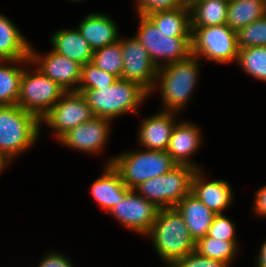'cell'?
Segmentation results:
<instances>
[{"mask_svg": "<svg viewBox=\"0 0 266 267\" xmlns=\"http://www.w3.org/2000/svg\"><path fill=\"white\" fill-rule=\"evenodd\" d=\"M200 63L197 56L190 54L183 60L158 68L155 86L149 96L155 90L160 93V110L180 113L186 109L200 79Z\"/></svg>", "mask_w": 266, "mask_h": 267, "instance_id": "obj_1", "label": "cell"}, {"mask_svg": "<svg viewBox=\"0 0 266 267\" xmlns=\"http://www.w3.org/2000/svg\"><path fill=\"white\" fill-rule=\"evenodd\" d=\"M87 100L94 116L114 121L128 113L139 114V109L148 99L149 93L138 83L118 79L112 85L101 89H78Z\"/></svg>", "mask_w": 266, "mask_h": 267, "instance_id": "obj_2", "label": "cell"}, {"mask_svg": "<svg viewBox=\"0 0 266 267\" xmlns=\"http://www.w3.org/2000/svg\"><path fill=\"white\" fill-rule=\"evenodd\" d=\"M152 240L153 248L166 267L195 250L196 242L190 235L182 215L174 208H160L150 231L144 236Z\"/></svg>", "mask_w": 266, "mask_h": 267, "instance_id": "obj_3", "label": "cell"}, {"mask_svg": "<svg viewBox=\"0 0 266 267\" xmlns=\"http://www.w3.org/2000/svg\"><path fill=\"white\" fill-rule=\"evenodd\" d=\"M40 120L17 104L0 106V152L11 162L39 140Z\"/></svg>", "mask_w": 266, "mask_h": 267, "instance_id": "obj_4", "label": "cell"}, {"mask_svg": "<svg viewBox=\"0 0 266 267\" xmlns=\"http://www.w3.org/2000/svg\"><path fill=\"white\" fill-rule=\"evenodd\" d=\"M104 163L112 164L129 189H134L150 178L166 174L177 165L166 151L143 148L120 152Z\"/></svg>", "mask_w": 266, "mask_h": 267, "instance_id": "obj_5", "label": "cell"}, {"mask_svg": "<svg viewBox=\"0 0 266 267\" xmlns=\"http://www.w3.org/2000/svg\"><path fill=\"white\" fill-rule=\"evenodd\" d=\"M137 16L139 25L134 35L157 68L183 60L191 54V34H167L147 16Z\"/></svg>", "mask_w": 266, "mask_h": 267, "instance_id": "obj_6", "label": "cell"}, {"mask_svg": "<svg viewBox=\"0 0 266 267\" xmlns=\"http://www.w3.org/2000/svg\"><path fill=\"white\" fill-rule=\"evenodd\" d=\"M197 171L189 165H176L170 172L140 183L134 190L159 208H174L191 192Z\"/></svg>", "mask_w": 266, "mask_h": 267, "instance_id": "obj_7", "label": "cell"}, {"mask_svg": "<svg viewBox=\"0 0 266 267\" xmlns=\"http://www.w3.org/2000/svg\"><path fill=\"white\" fill-rule=\"evenodd\" d=\"M28 66L31 69L27 70ZM30 66V59H26L17 105L41 120L66 91L35 66L33 69Z\"/></svg>", "mask_w": 266, "mask_h": 267, "instance_id": "obj_8", "label": "cell"}, {"mask_svg": "<svg viewBox=\"0 0 266 267\" xmlns=\"http://www.w3.org/2000/svg\"><path fill=\"white\" fill-rule=\"evenodd\" d=\"M191 30V54L216 64L236 63L239 50L236 31L227 24L191 27Z\"/></svg>", "mask_w": 266, "mask_h": 267, "instance_id": "obj_9", "label": "cell"}, {"mask_svg": "<svg viewBox=\"0 0 266 267\" xmlns=\"http://www.w3.org/2000/svg\"><path fill=\"white\" fill-rule=\"evenodd\" d=\"M94 117L86 98L79 92H66L41 118L40 126L51 128L53 138L59 140L69 130ZM43 124V125H42Z\"/></svg>", "mask_w": 266, "mask_h": 267, "instance_id": "obj_10", "label": "cell"}, {"mask_svg": "<svg viewBox=\"0 0 266 267\" xmlns=\"http://www.w3.org/2000/svg\"><path fill=\"white\" fill-rule=\"evenodd\" d=\"M160 208L131 189L108 214L124 228L144 237L152 228Z\"/></svg>", "mask_w": 266, "mask_h": 267, "instance_id": "obj_11", "label": "cell"}, {"mask_svg": "<svg viewBox=\"0 0 266 267\" xmlns=\"http://www.w3.org/2000/svg\"><path fill=\"white\" fill-rule=\"evenodd\" d=\"M123 56L122 79L138 83L149 94L153 91L158 68L135 35L121 36Z\"/></svg>", "mask_w": 266, "mask_h": 267, "instance_id": "obj_12", "label": "cell"}, {"mask_svg": "<svg viewBox=\"0 0 266 267\" xmlns=\"http://www.w3.org/2000/svg\"><path fill=\"white\" fill-rule=\"evenodd\" d=\"M112 120L94 116L64 134L57 142L65 148L95 156L104 151L110 139Z\"/></svg>", "mask_w": 266, "mask_h": 267, "instance_id": "obj_13", "label": "cell"}, {"mask_svg": "<svg viewBox=\"0 0 266 267\" xmlns=\"http://www.w3.org/2000/svg\"><path fill=\"white\" fill-rule=\"evenodd\" d=\"M29 59L32 67L35 66L66 92L78 90L81 80V64L57 54L52 49L46 54H41L32 44Z\"/></svg>", "mask_w": 266, "mask_h": 267, "instance_id": "obj_14", "label": "cell"}, {"mask_svg": "<svg viewBox=\"0 0 266 267\" xmlns=\"http://www.w3.org/2000/svg\"><path fill=\"white\" fill-rule=\"evenodd\" d=\"M202 131L200 125L188 120L178 121L173 128L166 152L177 165H189L197 170L203 169L201 165L192 161L201 145ZM193 156V157H192Z\"/></svg>", "mask_w": 266, "mask_h": 267, "instance_id": "obj_15", "label": "cell"}, {"mask_svg": "<svg viewBox=\"0 0 266 267\" xmlns=\"http://www.w3.org/2000/svg\"><path fill=\"white\" fill-rule=\"evenodd\" d=\"M179 113L159 110L141 120L137 142L146 150L166 151L174 126L178 122Z\"/></svg>", "mask_w": 266, "mask_h": 267, "instance_id": "obj_16", "label": "cell"}, {"mask_svg": "<svg viewBox=\"0 0 266 267\" xmlns=\"http://www.w3.org/2000/svg\"><path fill=\"white\" fill-rule=\"evenodd\" d=\"M204 169L197 170L192 179L191 193L215 214H223L234 202V191L224 179H207Z\"/></svg>", "mask_w": 266, "mask_h": 267, "instance_id": "obj_17", "label": "cell"}, {"mask_svg": "<svg viewBox=\"0 0 266 267\" xmlns=\"http://www.w3.org/2000/svg\"><path fill=\"white\" fill-rule=\"evenodd\" d=\"M113 20L105 13L92 12L82 18L77 29L95 51L120 39L118 24Z\"/></svg>", "mask_w": 266, "mask_h": 267, "instance_id": "obj_18", "label": "cell"}, {"mask_svg": "<svg viewBox=\"0 0 266 267\" xmlns=\"http://www.w3.org/2000/svg\"><path fill=\"white\" fill-rule=\"evenodd\" d=\"M103 172L90 187V196L100 205L105 212L117 204L120 199H124L125 195L131 190L122 181L120 173L112 166L104 164Z\"/></svg>", "mask_w": 266, "mask_h": 267, "instance_id": "obj_19", "label": "cell"}, {"mask_svg": "<svg viewBox=\"0 0 266 267\" xmlns=\"http://www.w3.org/2000/svg\"><path fill=\"white\" fill-rule=\"evenodd\" d=\"M195 242L207 235L215 213L191 192L175 205Z\"/></svg>", "mask_w": 266, "mask_h": 267, "instance_id": "obj_20", "label": "cell"}, {"mask_svg": "<svg viewBox=\"0 0 266 267\" xmlns=\"http://www.w3.org/2000/svg\"><path fill=\"white\" fill-rule=\"evenodd\" d=\"M49 39L57 54L81 65L91 62L94 50L77 28L55 30Z\"/></svg>", "mask_w": 266, "mask_h": 267, "instance_id": "obj_21", "label": "cell"}, {"mask_svg": "<svg viewBox=\"0 0 266 267\" xmlns=\"http://www.w3.org/2000/svg\"><path fill=\"white\" fill-rule=\"evenodd\" d=\"M31 41L16 24L0 13V60H26L30 56Z\"/></svg>", "mask_w": 266, "mask_h": 267, "instance_id": "obj_22", "label": "cell"}, {"mask_svg": "<svg viewBox=\"0 0 266 267\" xmlns=\"http://www.w3.org/2000/svg\"><path fill=\"white\" fill-rule=\"evenodd\" d=\"M22 65L26 67V60H0V106L17 104Z\"/></svg>", "mask_w": 266, "mask_h": 267, "instance_id": "obj_23", "label": "cell"}, {"mask_svg": "<svg viewBox=\"0 0 266 267\" xmlns=\"http://www.w3.org/2000/svg\"><path fill=\"white\" fill-rule=\"evenodd\" d=\"M266 15V0H229L226 24L233 30Z\"/></svg>", "mask_w": 266, "mask_h": 267, "instance_id": "obj_24", "label": "cell"}, {"mask_svg": "<svg viewBox=\"0 0 266 267\" xmlns=\"http://www.w3.org/2000/svg\"><path fill=\"white\" fill-rule=\"evenodd\" d=\"M229 0H199L190 7L191 27L226 24Z\"/></svg>", "mask_w": 266, "mask_h": 267, "instance_id": "obj_25", "label": "cell"}, {"mask_svg": "<svg viewBox=\"0 0 266 267\" xmlns=\"http://www.w3.org/2000/svg\"><path fill=\"white\" fill-rule=\"evenodd\" d=\"M159 29L167 34H191L190 8L179 7L155 11L146 15Z\"/></svg>", "mask_w": 266, "mask_h": 267, "instance_id": "obj_26", "label": "cell"}, {"mask_svg": "<svg viewBox=\"0 0 266 267\" xmlns=\"http://www.w3.org/2000/svg\"><path fill=\"white\" fill-rule=\"evenodd\" d=\"M195 250L204 257L219 260L231 266L237 257L239 248L233 241L206 235L196 242Z\"/></svg>", "mask_w": 266, "mask_h": 267, "instance_id": "obj_27", "label": "cell"}, {"mask_svg": "<svg viewBox=\"0 0 266 267\" xmlns=\"http://www.w3.org/2000/svg\"><path fill=\"white\" fill-rule=\"evenodd\" d=\"M236 64L253 79L266 82V46L239 49Z\"/></svg>", "mask_w": 266, "mask_h": 267, "instance_id": "obj_28", "label": "cell"}, {"mask_svg": "<svg viewBox=\"0 0 266 267\" xmlns=\"http://www.w3.org/2000/svg\"><path fill=\"white\" fill-rule=\"evenodd\" d=\"M91 62L99 69L122 79L123 56L120 39L101 49L95 50Z\"/></svg>", "mask_w": 266, "mask_h": 267, "instance_id": "obj_29", "label": "cell"}, {"mask_svg": "<svg viewBox=\"0 0 266 267\" xmlns=\"http://www.w3.org/2000/svg\"><path fill=\"white\" fill-rule=\"evenodd\" d=\"M239 49L266 46V15L236 31Z\"/></svg>", "mask_w": 266, "mask_h": 267, "instance_id": "obj_30", "label": "cell"}, {"mask_svg": "<svg viewBox=\"0 0 266 267\" xmlns=\"http://www.w3.org/2000/svg\"><path fill=\"white\" fill-rule=\"evenodd\" d=\"M118 78L96 67L92 62L82 65L81 80L78 89H101L115 83Z\"/></svg>", "mask_w": 266, "mask_h": 267, "instance_id": "obj_31", "label": "cell"}, {"mask_svg": "<svg viewBox=\"0 0 266 267\" xmlns=\"http://www.w3.org/2000/svg\"><path fill=\"white\" fill-rule=\"evenodd\" d=\"M235 223L223 214H216L207 235L221 240L233 241L239 247Z\"/></svg>", "mask_w": 266, "mask_h": 267, "instance_id": "obj_32", "label": "cell"}, {"mask_svg": "<svg viewBox=\"0 0 266 267\" xmlns=\"http://www.w3.org/2000/svg\"><path fill=\"white\" fill-rule=\"evenodd\" d=\"M179 7H183L180 0H136L135 12L146 16L155 11L171 10Z\"/></svg>", "mask_w": 266, "mask_h": 267, "instance_id": "obj_33", "label": "cell"}, {"mask_svg": "<svg viewBox=\"0 0 266 267\" xmlns=\"http://www.w3.org/2000/svg\"><path fill=\"white\" fill-rule=\"evenodd\" d=\"M171 267H230L228 263L200 255L196 250L186 254Z\"/></svg>", "mask_w": 266, "mask_h": 267, "instance_id": "obj_34", "label": "cell"}, {"mask_svg": "<svg viewBox=\"0 0 266 267\" xmlns=\"http://www.w3.org/2000/svg\"><path fill=\"white\" fill-rule=\"evenodd\" d=\"M70 258L59 251L47 252L35 267H75Z\"/></svg>", "mask_w": 266, "mask_h": 267, "instance_id": "obj_35", "label": "cell"}, {"mask_svg": "<svg viewBox=\"0 0 266 267\" xmlns=\"http://www.w3.org/2000/svg\"><path fill=\"white\" fill-rule=\"evenodd\" d=\"M253 212L256 216L266 218V185H263L255 192Z\"/></svg>", "mask_w": 266, "mask_h": 267, "instance_id": "obj_36", "label": "cell"}, {"mask_svg": "<svg viewBox=\"0 0 266 267\" xmlns=\"http://www.w3.org/2000/svg\"><path fill=\"white\" fill-rule=\"evenodd\" d=\"M256 256V264L255 267H266V240L263 241L259 251Z\"/></svg>", "mask_w": 266, "mask_h": 267, "instance_id": "obj_37", "label": "cell"}, {"mask_svg": "<svg viewBox=\"0 0 266 267\" xmlns=\"http://www.w3.org/2000/svg\"><path fill=\"white\" fill-rule=\"evenodd\" d=\"M10 163L11 161L0 152V176Z\"/></svg>", "mask_w": 266, "mask_h": 267, "instance_id": "obj_38", "label": "cell"}, {"mask_svg": "<svg viewBox=\"0 0 266 267\" xmlns=\"http://www.w3.org/2000/svg\"><path fill=\"white\" fill-rule=\"evenodd\" d=\"M181 4L185 7H191L193 4H195L199 0H180Z\"/></svg>", "mask_w": 266, "mask_h": 267, "instance_id": "obj_39", "label": "cell"}, {"mask_svg": "<svg viewBox=\"0 0 266 267\" xmlns=\"http://www.w3.org/2000/svg\"><path fill=\"white\" fill-rule=\"evenodd\" d=\"M67 1H69V2H72V3H74V2H81V1H83V0H67Z\"/></svg>", "mask_w": 266, "mask_h": 267, "instance_id": "obj_40", "label": "cell"}]
</instances>
